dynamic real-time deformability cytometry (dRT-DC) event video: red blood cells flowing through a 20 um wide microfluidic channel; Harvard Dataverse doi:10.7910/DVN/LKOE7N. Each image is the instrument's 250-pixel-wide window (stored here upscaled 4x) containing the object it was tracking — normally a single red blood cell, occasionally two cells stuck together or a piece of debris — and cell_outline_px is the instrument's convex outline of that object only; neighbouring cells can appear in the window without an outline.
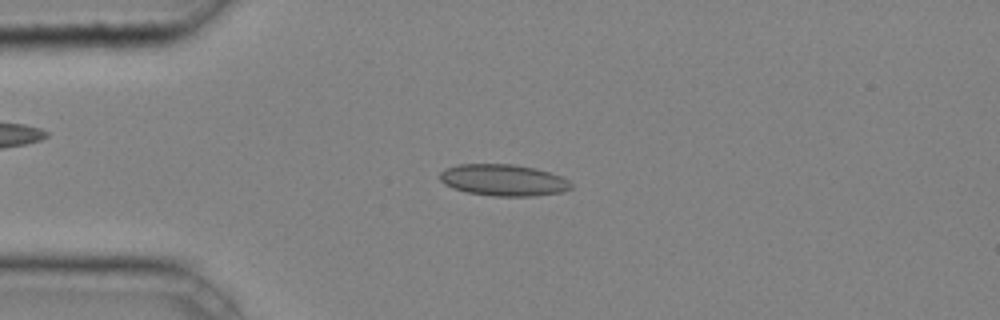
{"species": "common noctule bat (a hibernating species)", "species_latin": "Nyctalus noctula", "temperature_condition": "cold", "stored_images_in_passage": 43, "camera_frame_rate_fps": 3000, "um_per_image_px": 0.085, "animal": {"sex": "male", "body_mass_g": 20.4}, "frame": {"image": 1, "passage_image": 10, "time_ms": 3.0, "image_size_px": [1000, 320], "cell_outline_px": [[572, 188], [564, 192], [536, 196], [492, 196], [468, 192], [452, 188], [444, 184], [440, 180], [440, 172], [448, 168], [460, 164], [512, 164], [536, 168], [560, 176], [568, 180], [572, 184]], "centroid_in_image_um": [42.81, 15.32], "position_along_channel_um": 42.2, "area_um2": 24.16}}
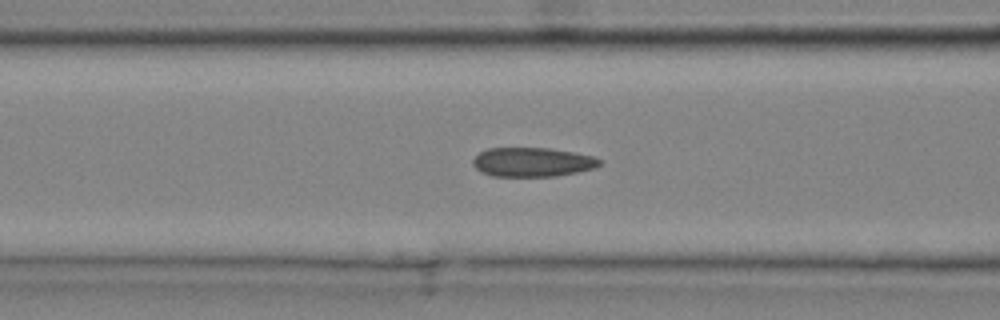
{"frame": {"image": 2, "passage_image": 17, "time_ms": 5.333, "image_size_px": [1000, 320], "cell_outline_px": [[604, 160], [596, 168], [556, 176], [492, 176], [480, 172], [472, 164], [472, 160], [480, 152], [488, 148], [548, 148], [572, 152], [592, 156]], "centroid_in_image_um": [45.25, 13.78], "position_along_channel_um": 121.3, "area_um2": 21.56}}
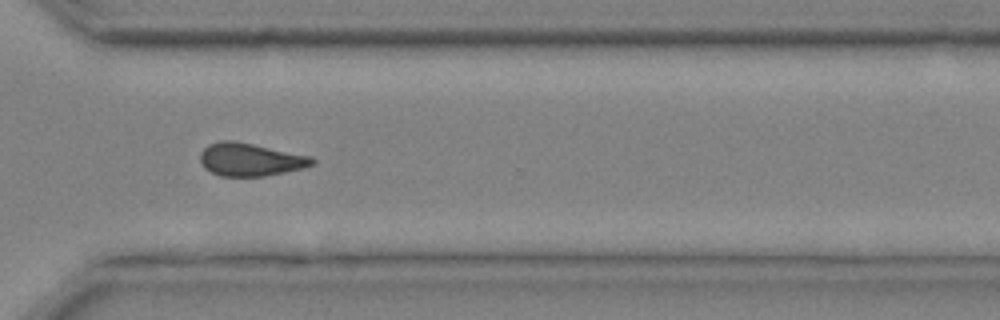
{"frame": {"image": 3, "passage_image": 33, "time_ms": 10.667, "image_size_px": [1000, 320], "cell_outline_px": [[316, 164], [304, 168], [264, 176], [220, 176], [204, 168], [200, 160], [200, 152], [208, 144], [220, 140], [232, 140], [312, 156], [316, 160]], "centroid_in_image_um": [21.29, 13.56], "position_along_channel_um": 349.3, "area_um2": 21.56}, "authors_computed_cell_mechanics": {"area_um2": 21.6172, "velocity_mm_per_s": 4.277, "shape_relaxation_time_tau1_ms": 6.5193, "shape_relaxation_time_tau2_ms": 2.8627, "deformation_change_tau1": 0.121, "deformation_change_tau2": 0.0948}}